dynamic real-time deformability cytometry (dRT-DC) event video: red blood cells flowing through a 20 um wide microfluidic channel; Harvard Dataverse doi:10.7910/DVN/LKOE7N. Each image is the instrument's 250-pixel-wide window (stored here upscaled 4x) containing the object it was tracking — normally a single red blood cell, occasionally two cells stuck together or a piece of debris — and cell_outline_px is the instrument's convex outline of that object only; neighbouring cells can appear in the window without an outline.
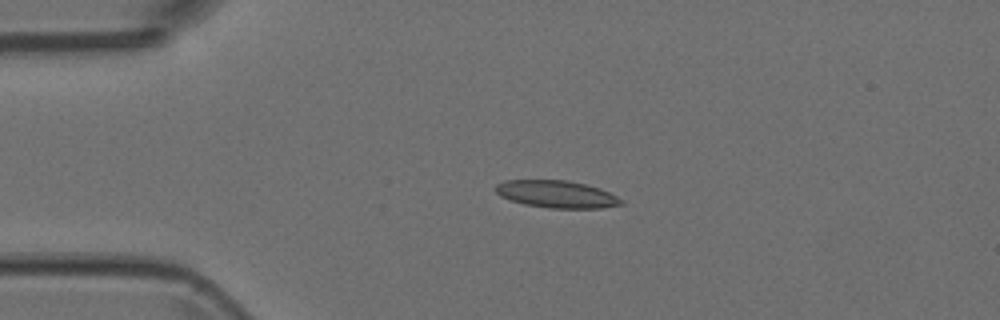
{"species": "Egyptian fruit bat (a non-hibernating species)", "species_latin": "Rousettus aegyptiacus", "temperature_condition": "room temperature", "stored_images_in_passage": 4, "camera_frame_rate_fps": 3000, "um_per_image_px": 0.085, "animal": {"sex": "female"}, "frame": {"image": 1, "passage_image": 3, "time_ms": 0.667, "image_size_px": [1000, 320], "cell_outline_px": [[624, 204], [600, 208], [548, 208], [524, 204], [500, 196], [496, 192], [496, 184], [504, 180], [564, 180], [588, 184], [600, 188], [624, 200]], "centroid_in_image_um": [47.33, 16.5], "position_along_channel_um": 37.7, "area_um2": 20.0}}